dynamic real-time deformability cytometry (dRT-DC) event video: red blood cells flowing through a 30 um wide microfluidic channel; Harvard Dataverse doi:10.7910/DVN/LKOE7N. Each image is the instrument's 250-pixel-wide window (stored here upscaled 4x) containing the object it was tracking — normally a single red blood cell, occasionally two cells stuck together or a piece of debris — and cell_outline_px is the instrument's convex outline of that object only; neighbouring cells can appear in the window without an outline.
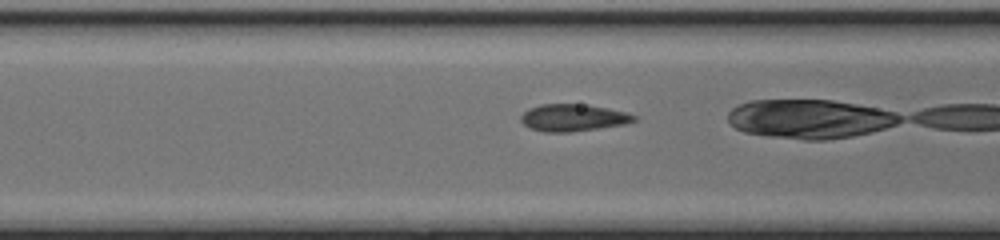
{"species": "common noctule bat (a hibernating species)", "species_latin": "Nyctalus noctula", "temperature_condition": "cold", "stored_images_in_passage": 18, "camera_frame_rate_fps": 3000, "um_per_image_px": 0.085, "animal": {"sex": "female", "body_mass_g": 17.0, "forearm_length_mm": 48.0}, "frame": {"image": 1, "passage_image": 14, "time_ms": 4.333, "image_size_px": [1000, 240], "cell_outline_px": [[636, 120], [624, 124], [572, 132], [544, 132], [532, 128], [524, 124], [520, 120], [520, 116], [528, 108], [540, 104], [580, 104], [608, 108], [628, 112], [636, 116]], "centroid_in_image_um": [48.7, 10.0], "position_along_channel_um": 117.9, "area_um2": 17.8}}